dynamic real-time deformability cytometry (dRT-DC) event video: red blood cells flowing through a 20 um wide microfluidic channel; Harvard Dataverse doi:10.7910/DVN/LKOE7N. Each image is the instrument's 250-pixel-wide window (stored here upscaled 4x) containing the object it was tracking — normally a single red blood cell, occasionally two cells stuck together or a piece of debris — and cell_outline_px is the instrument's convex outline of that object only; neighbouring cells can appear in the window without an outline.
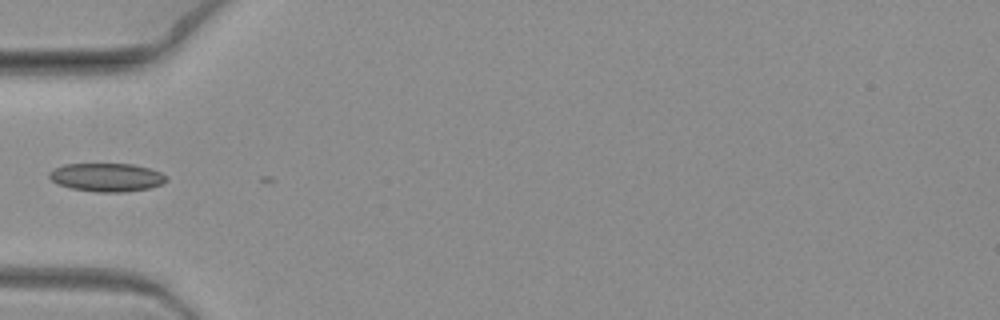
{"species": "common noctule bat (a hibernating species)", "species_latin": "Nyctalus noctula", "temperature_condition": "warm", "stored_images_in_passage": 9, "camera_frame_rate_fps": 3000, "um_per_image_px": 0.085, "animal": {"sex": "female", "body_mass_g": 19.3, "forearm_length_mm": 54.1}, "frame": {"image": 1, "passage_image": 6, "time_ms": 1.667, "image_size_px": [1000, 320], "cell_outline_px": [[168, 180], [160, 184], [148, 188], [124, 192], [96, 192], [72, 188], [60, 184], [52, 180], [48, 176], [48, 172], [64, 164], [132, 164], [148, 168], [160, 172], [168, 176]], "centroid_in_image_um": [9.08, 15.07], "position_along_channel_um": 75.9, "area_um2": 19.19}}
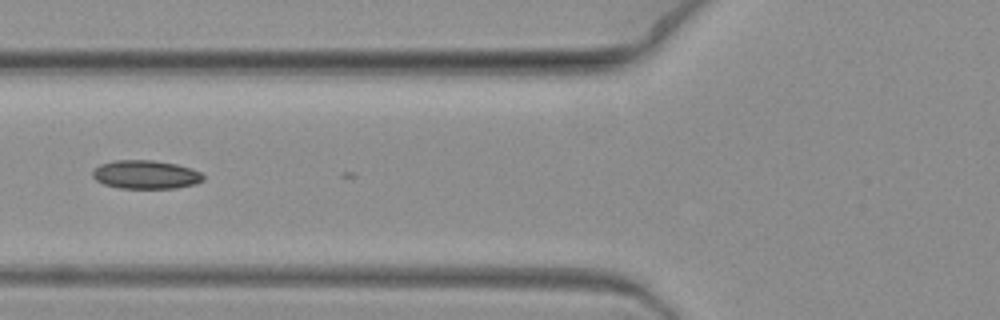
{"frame": {"image": 2, "passage_image": 7, "time_ms": 2.0, "image_size_px": [1000, 320], "cell_outline_px": [[204, 180], [196, 184], [176, 188], [120, 188], [104, 184], [96, 180], [92, 176], [92, 172], [100, 164], [116, 160], [152, 160], [176, 164], [192, 168], [200, 172], [204, 176]], "centroid_in_image_um": [12.41, 14.84], "position_along_channel_um": 113.4, "area_um2": 18.44}}
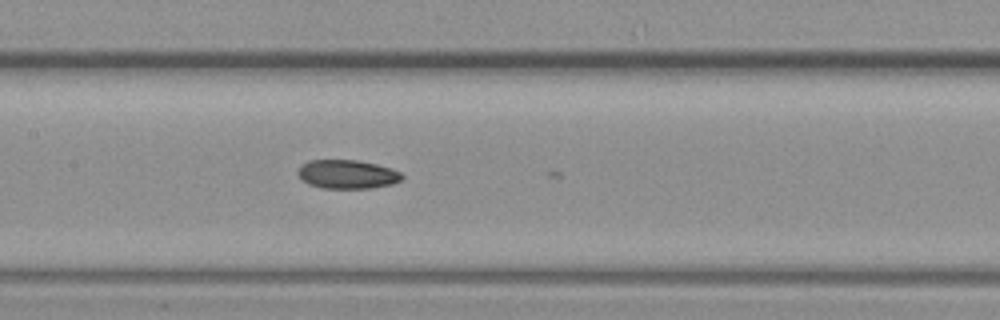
{"frame": {"image": 3, "passage_image": 9, "time_ms": 2.667, "image_size_px": [1000, 320], "cell_outline_px": [[404, 176], [400, 180], [392, 184], [372, 188], [320, 188], [308, 184], [296, 172], [300, 164], [308, 160], [356, 160], [376, 164], [392, 168], [400, 172]], "centroid_in_image_um": [29.5, 14.81], "position_along_channel_um": 177.9, "area_um2": 17.57}}